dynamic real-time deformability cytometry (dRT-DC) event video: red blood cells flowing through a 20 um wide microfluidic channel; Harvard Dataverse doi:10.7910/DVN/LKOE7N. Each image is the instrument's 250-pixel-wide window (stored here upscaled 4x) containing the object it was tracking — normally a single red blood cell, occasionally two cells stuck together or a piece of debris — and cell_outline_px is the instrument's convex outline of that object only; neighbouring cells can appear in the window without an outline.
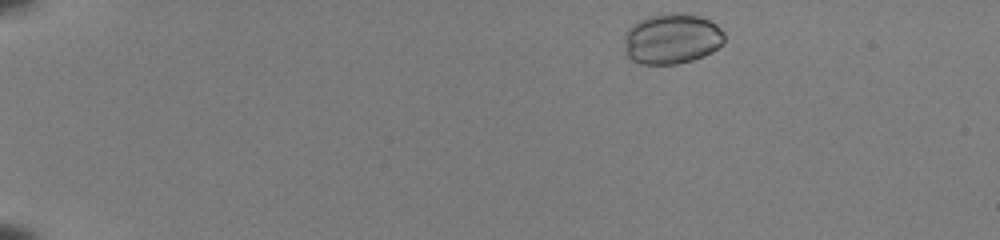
{"species": "common noctule bat (a hibernating species)", "species_latin": "Nyctalus noctula", "temperature_condition": "room temperature", "stored_images_in_passage": 45, "camera_frame_rate_fps": 3000, "um_per_image_px": 0.085, "animal": {"sex": "female", "body_mass_g": 22.0, "forearm_length_mm": 56.7}, "frame": {"image": 1, "passage_image": 1, "time_ms": 0.0, "image_size_px": [1000, 240], "cell_outline_px": [[724, 44], [712, 52], [704, 56], [692, 60], [676, 64], [640, 64], [628, 60], [624, 56], [624, 36], [628, 28], [632, 24], [648, 16], [676, 12], [680, 12], [700, 16], [716, 24], [724, 32]], "centroid_in_image_um": [57.07, 3.31], "position_along_channel_um": 27.9, "area_um2": 30.06}}
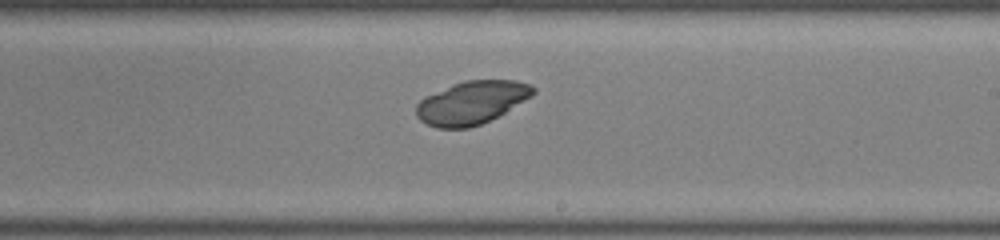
{"frame": {"image": 2, "passage_image": 26, "time_ms": 8.333, "image_size_px": [1000, 240], "cell_outline_px": [[536, 92], [532, 96], [504, 112], [480, 124], [468, 128], [436, 128], [420, 120], [416, 116], [416, 104], [424, 96], [452, 84], [464, 80], [516, 80], [532, 84], [536, 88]], "centroid_in_image_um": [40.08, 8.7], "position_along_channel_um": 248.9, "area_um2": 29.36}}
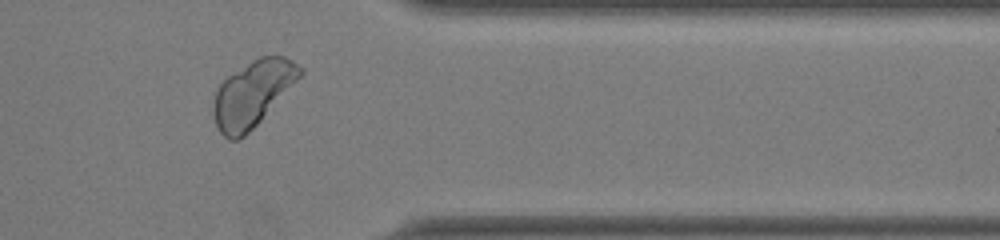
{"frame": {"image": 3, "passage_image": 37, "time_ms": 12.0, "image_size_px": [1000, 240], "cell_outline_px": [[304, 72], [260, 120], [240, 140], [228, 140], [216, 128], [212, 112], [212, 100], [220, 84], [228, 76], [252, 60], [260, 56], [284, 56], [292, 60], [304, 68]], "centroid_in_image_um": [21.43, 7.97], "position_along_channel_um": 390.0, "area_um2": 32.83}}